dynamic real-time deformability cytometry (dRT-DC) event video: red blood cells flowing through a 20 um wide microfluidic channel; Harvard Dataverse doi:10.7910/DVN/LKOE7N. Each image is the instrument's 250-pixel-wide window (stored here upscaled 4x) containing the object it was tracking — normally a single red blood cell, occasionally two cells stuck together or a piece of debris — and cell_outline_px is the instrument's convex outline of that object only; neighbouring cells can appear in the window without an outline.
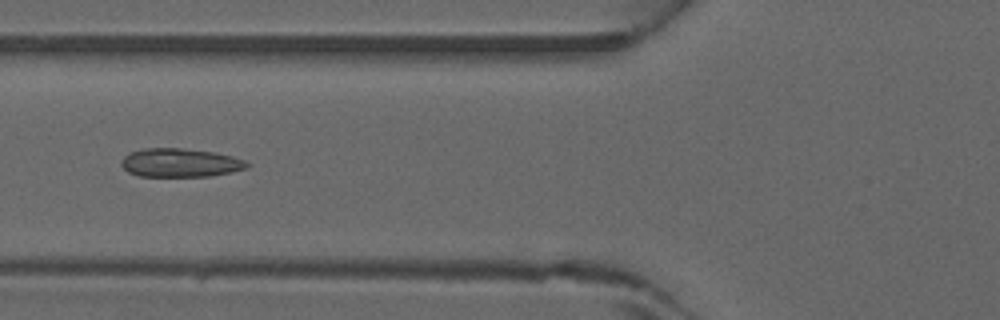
{"species": "common noctule bat (a hibernating species)", "species_latin": "Nyctalus noctula", "temperature_condition": "warm", "stored_images_in_passage": 5, "camera_frame_rate_fps": 3000, "um_per_image_px": 0.085, "animal": {"sex": "male", "forearm_length_mm": 52.5}, "frame": {"image": 1, "passage_image": 5, "time_ms": 1.333, "image_size_px": [1000, 320], "cell_outline_px": [[252, 164], [248, 168], [232, 172], [208, 176], [140, 176], [128, 172], [120, 164], [124, 156], [132, 152], [144, 148], [180, 148], [216, 152], [232, 156], [244, 160]], "centroid_in_image_um": [15.35, 13.83], "position_along_channel_um": 110.4, "area_um2": 20.98}}